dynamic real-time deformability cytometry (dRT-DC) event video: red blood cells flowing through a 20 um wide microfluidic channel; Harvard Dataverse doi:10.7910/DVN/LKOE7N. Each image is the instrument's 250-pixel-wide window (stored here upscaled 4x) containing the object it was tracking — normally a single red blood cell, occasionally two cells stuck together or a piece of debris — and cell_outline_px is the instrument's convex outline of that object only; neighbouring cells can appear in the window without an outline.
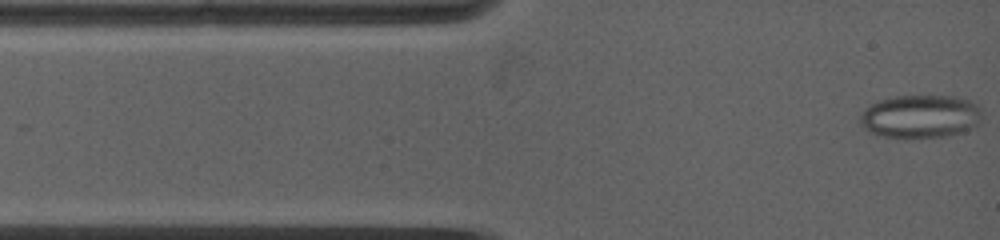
{"species": "common noctule bat (a hibernating species)", "species_latin": "Nyctalus noctula", "temperature_condition": "warm", "stored_images_in_passage": 42, "camera_frame_rate_fps": 5000, "um_per_image_px": 0.085, "animal": {"sex": "female", "body_mass_g": 19.0, "forearm_length_mm": 53.3}, "frame": {"image": 1, "passage_image": 1, "time_ms": 0.0, "image_size_px": [1000, 240], "cell_outline_px": [[980, 112], [976, 124], [972, 128], [944, 136], [880, 136], [864, 128], [860, 124], [860, 116], [872, 104], [880, 100], [896, 96], [928, 92], [952, 96], [968, 100], [976, 104]], "centroid_in_image_um": [78.22, 9.82], "position_along_channel_um": 6.8, "area_um2": 30.4}}
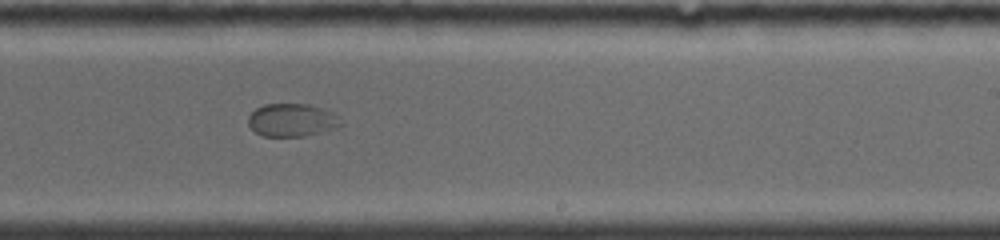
{"frame": {"image": 2, "passage_image": 20, "time_ms": 7.8, "image_size_px": [1000, 240], "cell_outline_px": [[344, 124], [320, 132], [304, 136], [260, 136], [248, 124], [248, 116], [256, 108], [264, 104], [308, 104], [320, 108], [328, 112]], "centroid_in_image_um": [24.72, 10.21], "position_along_channel_um": 264.3, "area_um2": 17.34}}
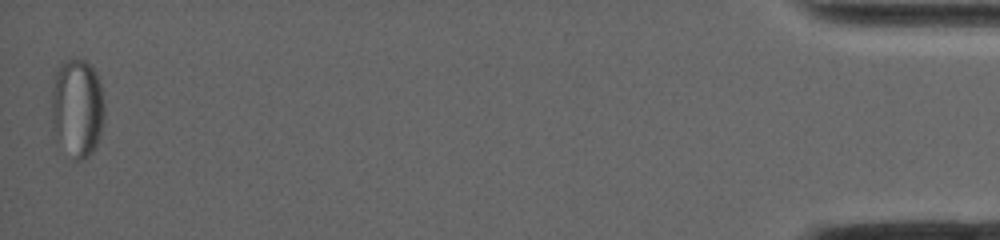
{"frame": {"image": 3, "passage_image": 42, "time_ms": 15.8, "image_size_px": [1000, 240], "cell_outline_px": [[104, 120], [96, 148], [84, 160], [72, 160], [52, 132], [52, 88], [56, 72], [60, 60], [72, 56], [84, 60], [96, 72], [100, 84], [104, 104]], "centroid_in_image_um": [6.55, 9.16], "position_along_channel_um": 428.6, "area_um2": 31.1}}